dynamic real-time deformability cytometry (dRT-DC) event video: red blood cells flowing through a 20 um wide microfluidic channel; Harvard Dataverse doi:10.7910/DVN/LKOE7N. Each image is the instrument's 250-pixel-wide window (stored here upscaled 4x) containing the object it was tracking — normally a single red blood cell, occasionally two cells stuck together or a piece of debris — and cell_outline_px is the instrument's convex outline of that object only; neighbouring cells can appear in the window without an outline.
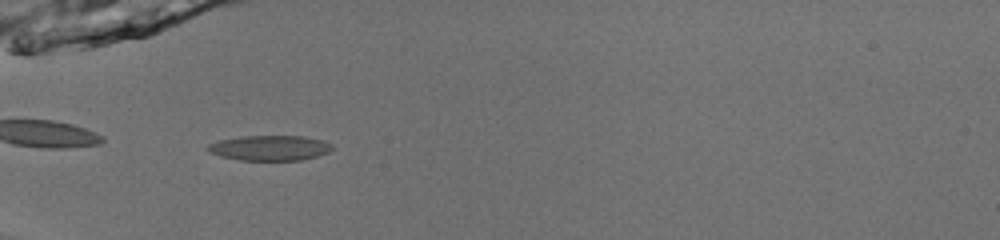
{"species": "common noctule bat (a hibernating species)", "species_latin": "Nyctalus noctula", "temperature_condition": "room temperature", "stored_images_in_passage": 34, "camera_frame_rate_fps": 3000, "um_per_image_px": 0.085, "animal": {"sex": "male", "body_mass_g": 13.0, "forearm_length_mm": 53.1}, "frame": {"image": 1, "passage_image": 1, "time_ms": 0.0, "image_size_px": [1000, 240], "cell_outline_px": [[332, 148], [328, 152], [316, 156], [300, 160], [240, 160], [220, 156], [208, 152], [204, 148], [208, 144], [220, 140], [240, 136], [304, 136], [324, 140], [332, 144]], "centroid_in_image_um": [22.9, 12.57], "position_along_channel_um": 62.1, "area_um2": 18.32}}
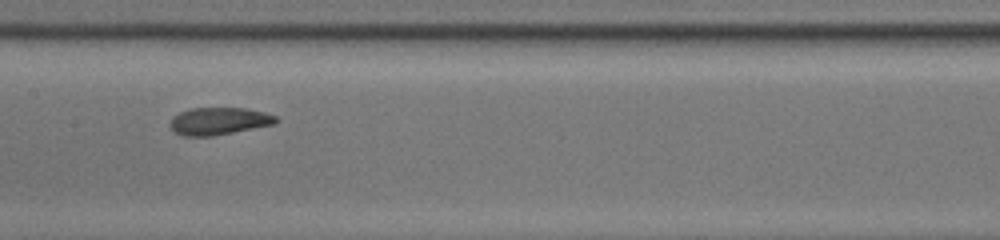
{"frame": {"image": 2, "passage_image": 11, "time_ms": 3.333, "image_size_px": [1000, 240], "cell_outline_px": [[280, 120], [276, 124], [212, 136], [184, 136], [176, 132], [168, 124], [172, 116], [180, 112], [192, 108], [248, 108], [264, 112], [276, 116]], "centroid_in_image_um": [18.63, 10.29], "position_along_channel_um": 188.8, "area_um2": 16.99}}
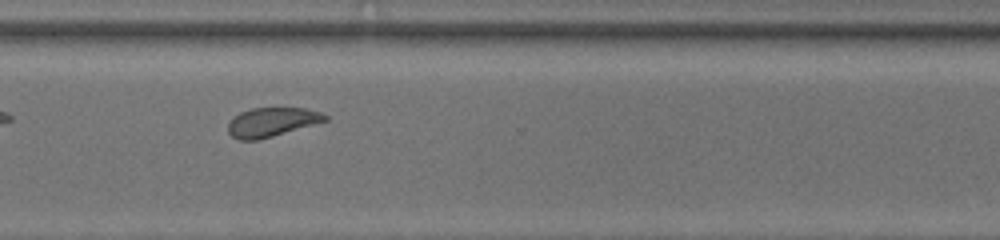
{"frame": {"image": 3, "passage_image": 23, "time_ms": 7.333, "image_size_px": [1000, 240], "cell_outline_px": [[328, 120], [272, 136], [256, 140], [236, 140], [228, 132], [228, 124], [240, 112], [252, 108], [304, 108], [320, 112], [328, 116]], "centroid_in_image_um": [23.09, 10.38], "position_along_channel_um": 347.5, "area_um2": 16.18}, "authors_computed_cell_mechanics": {"area_um2": 16.8776, "velocity_mm_per_s": 3.9821, "shape_relaxation_time_tau1_ms": 4.6735, "shape_relaxation_time_tau2_ms": 1.7389, "deformation_change_tau1": 0.1195, "deformation_change_tau2": 0.0795}}